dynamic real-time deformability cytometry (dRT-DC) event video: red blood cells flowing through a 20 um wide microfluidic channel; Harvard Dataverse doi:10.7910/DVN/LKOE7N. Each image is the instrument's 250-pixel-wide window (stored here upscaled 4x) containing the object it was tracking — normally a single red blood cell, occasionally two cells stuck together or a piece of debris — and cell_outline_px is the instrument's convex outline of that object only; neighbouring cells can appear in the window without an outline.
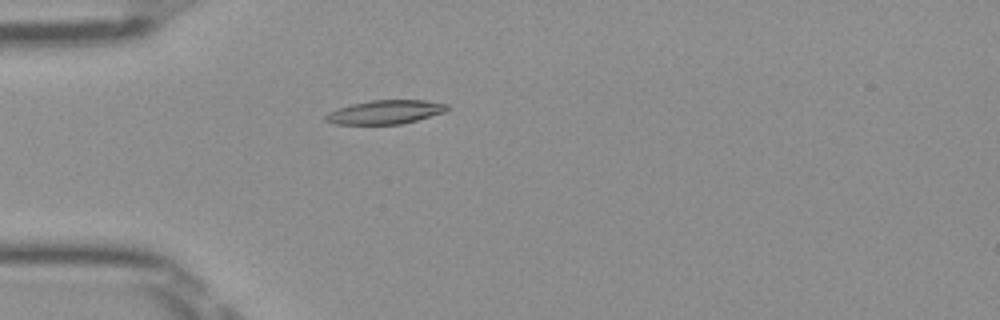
{"species": "Egyptian fruit bat (a non-hibernating species)", "species_latin": "Rousettus aegyptiacus", "temperature_condition": "room temperature", "stored_images_in_passage": 51, "camera_frame_rate_fps": 3000, "um_per_image_px": 0.085, "frame": {"image": 1, "passage_image": 15, "time_ms": 4.667, "image_size_px": [1000, 320], "cell_outline_px": [[448, 108], [444, 112], [416, 120], [400, 124], [336, 124], [324, 120], [324, 116], [328, 112], [336, 108], [352, 104], [372, 100], [424, 100], [448, 104]], "centroid_in_image_um": [32.71, 9.52], "position_along_channel_um": 52.3, "area_um2": 16.76}}
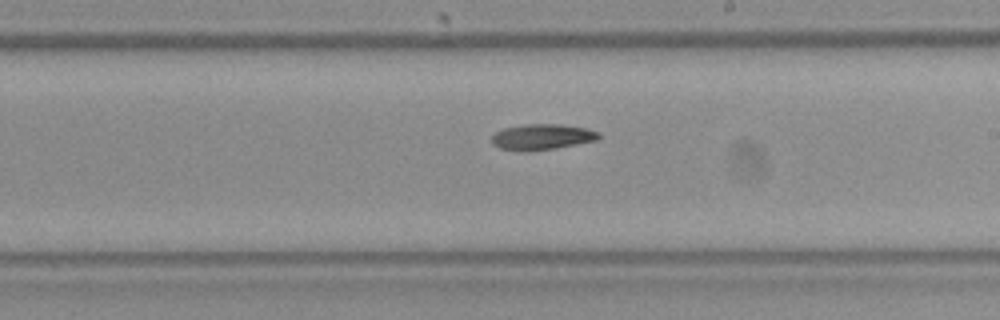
{"frame": {"image": 2, "passage_image": 30, "time_ms": 9.667, "image_size_px": [1000, 320], "cell_outline_px": [[600, 136], [596, 140], [576, 144], [552, 148], [524, 152], [500, 148], [492, 144], [492, 136], [496, 132], [504, 128], [528, 124], [560, 124], [584, 128], [600, 132]], "centroid_in_image_um": [46.05, 11.64], "position_along_channel_um": 243.0, "area_um2": 15.84}}
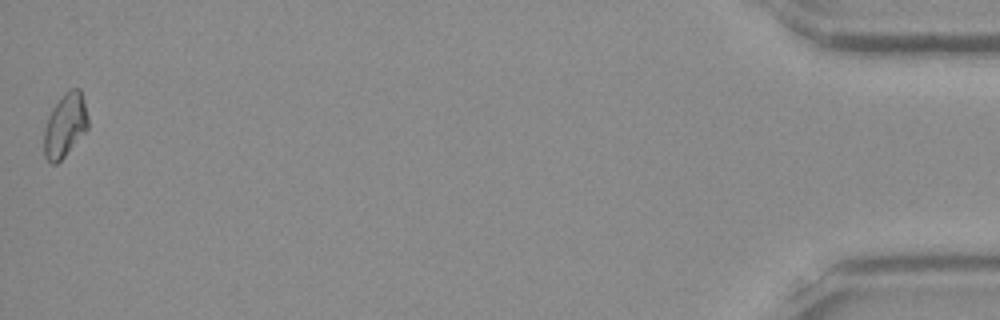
{"frame": {"image": 3, "passage_image": 51, "time_ms": 16.667, "image_size_px": [1000, 320], "cell_outline_px": [[88, 128], [64, 156], [56, 164], [48, 164], [44, 156], [44, 128], [48, 116], [52, 108], [64, 92], [68, 88], [80, 88], [88, 116]], "centroid_in_image_um": [5.51, 10.64], "position_along_channel_um": 429.7, "area_um2": 16.42}}